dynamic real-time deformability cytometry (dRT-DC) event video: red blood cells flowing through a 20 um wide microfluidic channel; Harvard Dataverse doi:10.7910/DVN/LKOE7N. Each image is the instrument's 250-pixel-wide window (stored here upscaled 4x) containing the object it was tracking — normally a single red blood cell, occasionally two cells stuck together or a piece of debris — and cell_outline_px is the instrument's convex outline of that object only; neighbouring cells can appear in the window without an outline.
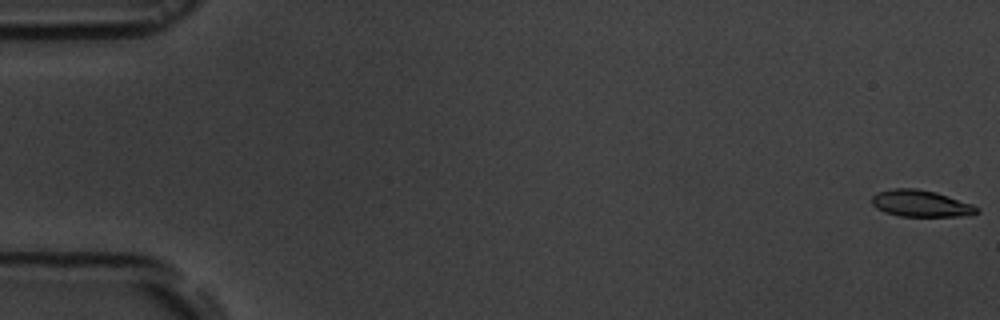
{"species": "common noctule bat (a hibernating species)", "species_latin": "Nyctalus noctula", "temperature_condition": "room temperature", "stored_images_in_passage": 56, "camera_frame_rate_fps": 3000, "um_per_image_px": 0.085, "animal": {"sex": "male", "body_mass_g": 19.5, "forearm_length_mm": 54.6}, "frame": {"image": 1, "passage_image": 1, "time_ms": 0.0, "image_size_px": [1000, 320], "cell_outline_px": [[980, 212], [960, 216], [900, 216], [884, 212], [876, 208], [872, 204], [872, 196], [876, 192], [892, 188], [916, 188], [936, 192], [972, 204], [980, 208]], "centroid_in_image_um": [78.24, 17.29], "position_along_channel_um": 6.8, "area_um2": 16.36}}
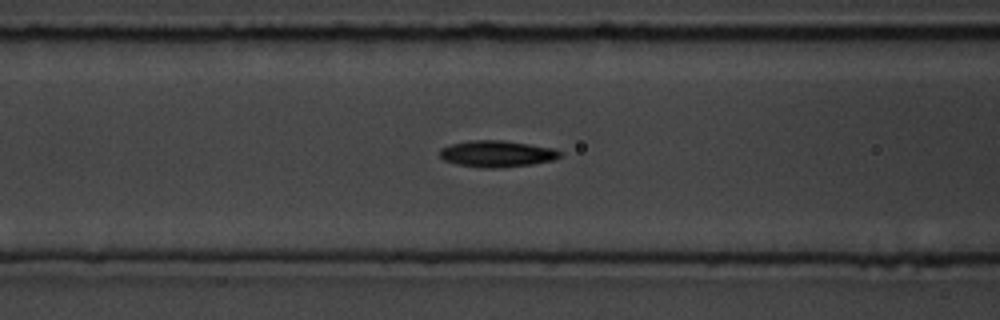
{"frame": {"image": 2, "passage_image": 23, "time_ms": 7.333, "image_size_px": [1000, 320], "cell_outline_px": [[560, 156], [552, 160], [532, 164], [500, 168], [484, 168], [456, 164], [444, 160], [440, 156], [440, 148], [452, 144], [472, 140], [504, 140], [552, 148], [560, 152]], "centroid_in_image_um": [42.2, 13.07], "position_along_channel_um": 124.4, "area_um2": 18.38}}
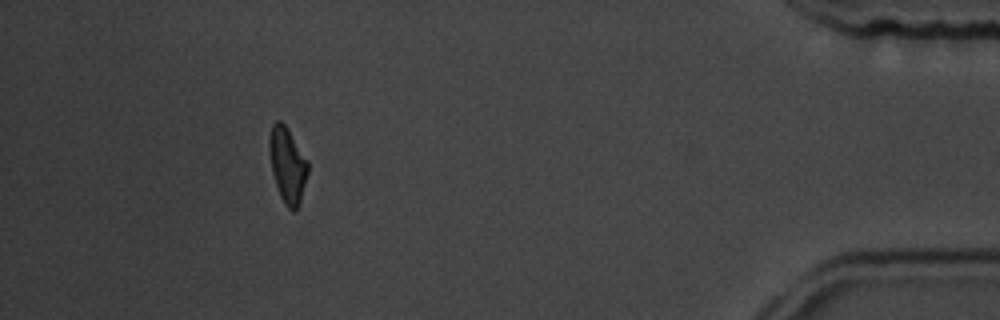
{"frame": {"image": 3, "passage_image": 51, "time_ms": 16.667, "image_size_px": [1000, 320], "cell_outline_px": [[308, 172], [300, 200], [296, 212], [292, 212], [284, 204], [280, 196], [272, 172], [268, 152], [268, 140], [272, 124], [276, 120], [280, 120], [284, 124], [308, 160]], "centroid_in_image_um": [24.41, 14.03], "position_along_channel_um": 410.8, "area_um2": 16.99}, "authors_computed_cell_mechanics": {"area_um2": 17.4556, "velocity_mm_per_s": 3.6976, "shape_relaxation_time_tau1_ms": 3.076, "shape_relaxation_time_tau2_ms": 4.2204, "deformation_change_tau1": 0.1419, "deformation_change_tau2": 0.1073}}